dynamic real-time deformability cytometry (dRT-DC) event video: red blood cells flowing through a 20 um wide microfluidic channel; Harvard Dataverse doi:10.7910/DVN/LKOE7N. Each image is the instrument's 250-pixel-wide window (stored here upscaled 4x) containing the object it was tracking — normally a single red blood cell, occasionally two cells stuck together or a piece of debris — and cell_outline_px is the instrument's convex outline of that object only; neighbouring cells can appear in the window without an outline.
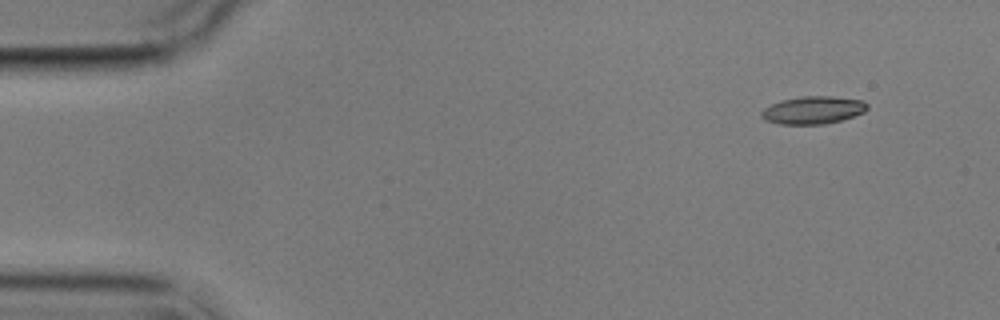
{"species": "common noctule bat (a hibernating species)", "species_latin": "Nyctalus noctula", "temperature_condition": "cold", "stored_images_in_passage": 9, "camera_frame_rate_fps": 3000, "um_per_image_px": 0.085, "animal": {"sex": "male", "body_mass_g": 17.9}, "frame": {"image": 1, "passage_image": 1, "time_ms": 0.0, "image_size_px": [1000, 320], "cell_outline_px": [[868, 108], [864, 112], [840, 120], [824, 124], [780, 124], [764, 120], [760, 116], [760, 112], [764, 108], [780, 100], [804, 96], [828, 96], [864, 100], [868, 104]], "centroid_in_image_um": [69.09, 9.35], "position_along_channel_um": 15.9, "area_um2": 17.05}}
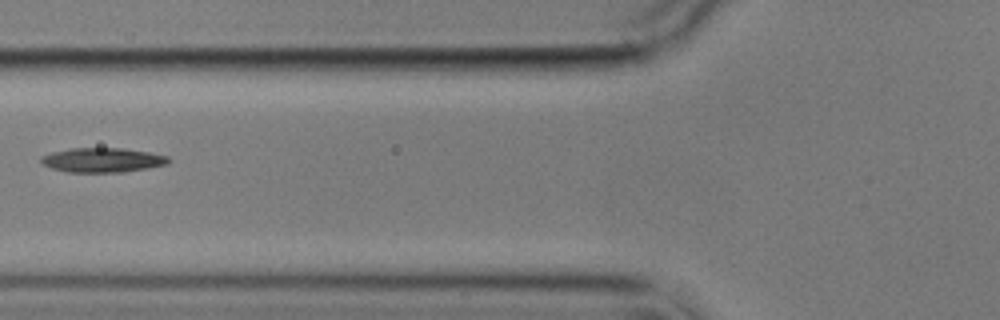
{"frame": {"image": 2, "passage_image": 6, "time_ms": 5.667, "image_size_px": [1000, 320], "cell_outline_px": [[172, 160], [168, 164], [148, 168], [124, 172], [68, 172], [52, 168], [44, 164], [40, 160], [40, 156], [52, 152], [72, 148], [124, 148], [148, 152], [168, 156]], "centroid_in_image_um": [8.74, 13.6], "position_along_channel_um": 117.1, "area_um2": 18.21}}
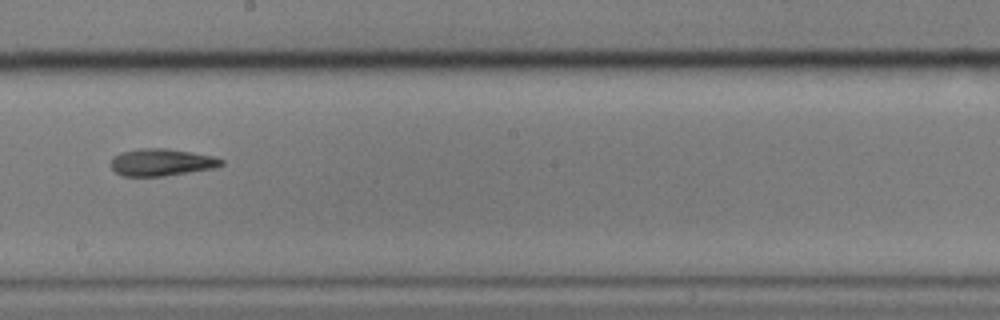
{"frame": {"image": 3, "passage_image": 9, "time_ms": 9.0, "image_size_px": [1000, 320], "cell_outline_px": [[224, 164], [216, 168], [164, 176], [124, 176], [116, 172], [112, 168], [112, 156], [120, 152], [140, 148], [164, 148], [192, 152], [212, 156], [224, 160]], "centroid_in_image_um": [13.74, 13.79], "position_along_channel_um": 234.5, "area_um2": 17.51}}